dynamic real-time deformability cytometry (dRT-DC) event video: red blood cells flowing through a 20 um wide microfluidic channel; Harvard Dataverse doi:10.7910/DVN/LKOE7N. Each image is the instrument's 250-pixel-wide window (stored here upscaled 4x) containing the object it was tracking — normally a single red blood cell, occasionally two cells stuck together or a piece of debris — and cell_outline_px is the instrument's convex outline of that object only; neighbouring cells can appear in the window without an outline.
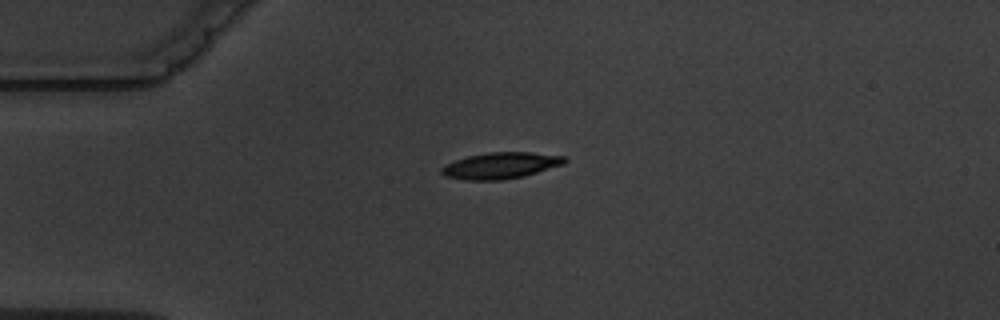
{"species": "common noctule bat (a hibernating species)", "species_latin": "Nyctalus noctula", "temperature_condition": "warm", "stored_images_in_passage": 4, "camera_frame_rate_fps": 3000, "um_per_image_px": 0.085, "animal": {"sex": "male", "body_mass_g": 19.5, "forearm_length_mm": 54.6}, "frame": {"image": 1, "passage_image": 1, "time_ms": 0.0, "image_size_px": [1000, 320], "cell_outline_px": [[568, 160], [564, 164], [524, 176], [504, 180], [464, 180], [444, 176], [440, 172], [440, 168], [444, 164], [468, 156], [488, 152], [532, 152], [564, 156]], "centroid_in_image_um": [42.54, 14.07], "position_along_channel_um": 42.5, "area_um2": 19.02}}
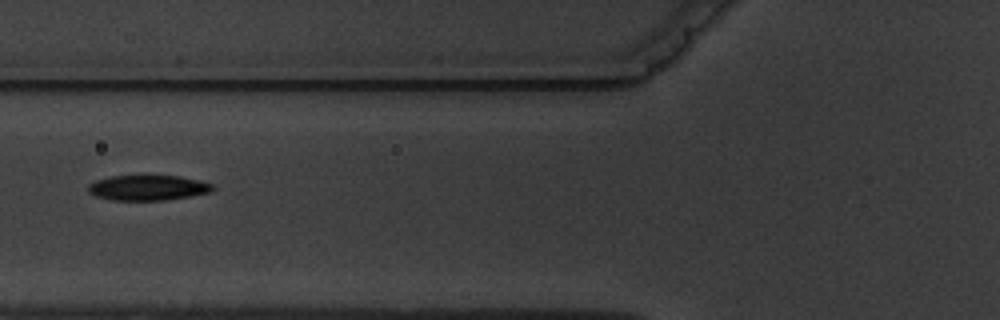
{"frame": {"image": 2, "passage_image": 3, "time_ms": 2.667, "image_size_px": [1000, 320], "cell_outline_px": [[216, 188], [212, 192], [164, 200], [112, 200], [96, 196], [88, 192], [88, 184], [96, 180], [112, 176], [180, 176], [200, 180], [212, 184]], "centroid_in_image_um": [12.59, 15.96], "position_along_channel_um": 113.2, "area_um2": 18.26}}